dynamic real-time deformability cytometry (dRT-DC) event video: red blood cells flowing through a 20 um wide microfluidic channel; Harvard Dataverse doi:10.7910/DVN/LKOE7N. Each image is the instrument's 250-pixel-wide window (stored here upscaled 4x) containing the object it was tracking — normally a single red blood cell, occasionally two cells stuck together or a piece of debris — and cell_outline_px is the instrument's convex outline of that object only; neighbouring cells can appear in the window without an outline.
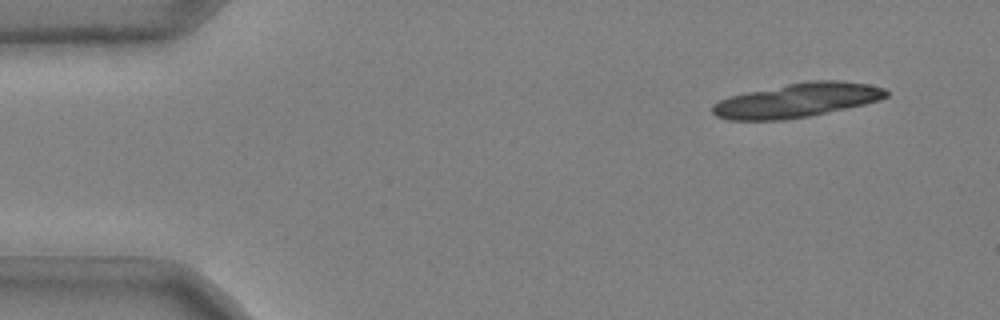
{"species": "common noctule bat (a hibernating species)", "species_latin": "Nyctalus noctula", "temperature_condition": "cold", "stored_images_in_passage": 15, "camera_frame_rate_fps": 3000, "um_per_image_px": 0.085, "animal": {"sex": "male", "body_mass_g": 20.4}, "frame": {"image": 1, "passage_image": 1, "time_ms": 0.0, "image_size_px": [1000, 320], "cell_outline_px": [[888, 96], [880, 100], [864, 104], [808, 116], [784, 120], [728, 120], [716, 116], [712, 112], [712, 104], [728, 96], [788, 84], [812, 80], [840, 80], [868, 84], [884, 88], [888, 92]], "centroid_in_image_um": [67.74, 8.53], "position_along_channel_um": 17.3, "area_um2": 34.39}}